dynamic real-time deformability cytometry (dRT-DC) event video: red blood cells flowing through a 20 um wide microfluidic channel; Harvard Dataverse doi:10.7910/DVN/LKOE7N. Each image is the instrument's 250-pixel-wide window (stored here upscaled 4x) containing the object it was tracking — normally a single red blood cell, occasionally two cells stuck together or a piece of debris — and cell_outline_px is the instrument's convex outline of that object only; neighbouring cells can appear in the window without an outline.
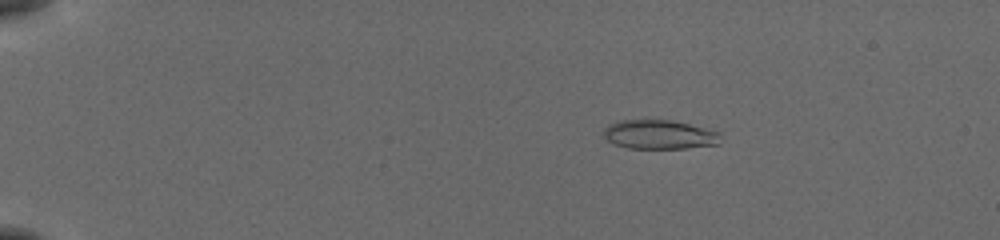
{"species": "common noctule bat (a hibernating species)", "species_latin": "Nyctalus noctula", "temperature_condition": "cold", "stored_images_in_passage": 55, "camera_frame_rate_fps": 3000, "um_per_image_px": 0.085, "animal": {"sex": "female", "body_mass_g": 19.5, "forearm_length_mm": 54.1}, "frame": {"image": 1, "passage_image": 11, "time_ms": 3.333, "image_size_px": [1000, 240], "cell_outline_px": [[720, 144], [684, 148], [628, 148], [616, 144], [608, 140], [604, 136], [604, 128], [608, 124], [620, 120], [672, 120], [720, 132]], "centroid_in_image_um": [56.05, 11.43], "position_along_channel_um": 29.0, "area_um2": 19.71}}
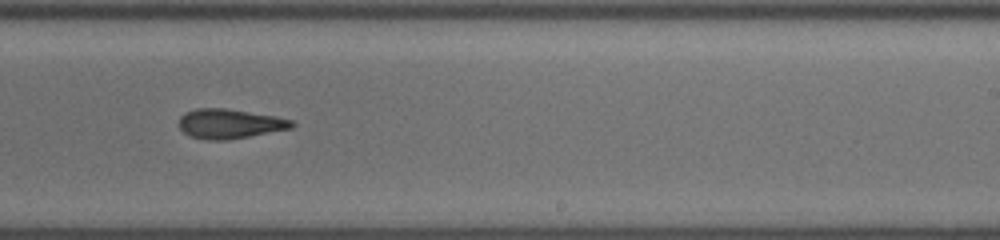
{"frame": {"image": 2, "passage_image": 37, "time_ms": 12.0, "image_size_px": [1000, 240], "cell_outline_px": [[296, 124], [292, 128], [228, 140], [204, 140], [192, 136], [184, 132], [180, 128], [180, 116], [184, 112], [196, 108], [224, 108], [276, 116], [292, 120]], "centroid_in_image_um": [19.52, 10.51], "position_along_channel_um": 269.5, "area_um2": 19.42}}
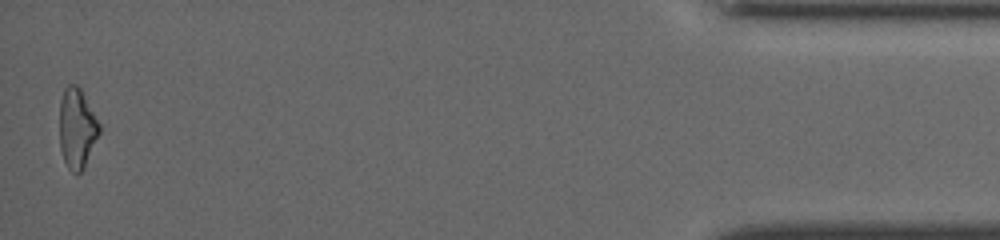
{"frame": {"image": 3, "passage_image": 55, "time_ms": 18.0, "image_size_px": [1000, 240], "cell_outline_px": [[100, 132], [80, 172], [76, 176], [68, 168], [64, 160], [60, 148], [60, 100], [64, 88], [68, 84], [76, 84], [80, 88], [100, 124]], "centroid_in_image_um": [6.52, 10.88], "position_along_channel_um": 428.7, "area_um2": 18.26}, "authors_computed_cell_mechanics": {"area_um2": 19.5942, "velocity_mm_per_s": 3.8823, "shape_relaxation_time_tau1_ms": 7.5954, "shape_relaxation_time_tau2_ms": 5.8801, "deformation_change_tau1": 0.215, "deformation_change_tau2": 0.1719}}